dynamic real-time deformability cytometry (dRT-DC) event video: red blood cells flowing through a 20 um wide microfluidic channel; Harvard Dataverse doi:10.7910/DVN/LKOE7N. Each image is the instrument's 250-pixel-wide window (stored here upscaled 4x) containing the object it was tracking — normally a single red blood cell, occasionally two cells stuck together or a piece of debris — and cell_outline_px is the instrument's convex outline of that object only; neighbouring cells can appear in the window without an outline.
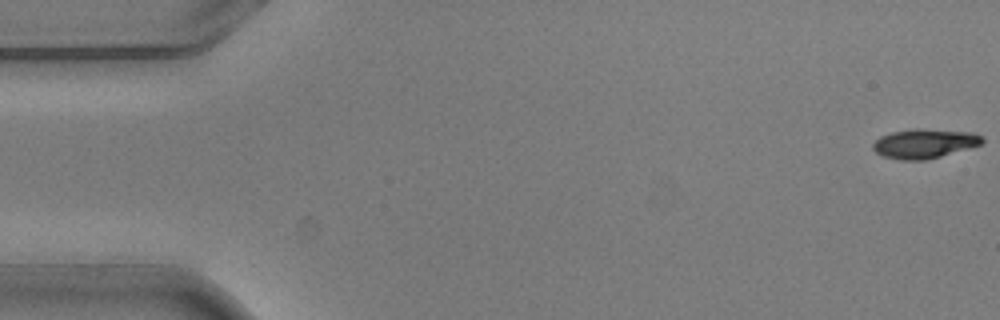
{"species": "common noctule bat (a hibernating species)", "species_latin": "Nyctalus noctula", "temperature_condition": "warm", "stored_images_in_passage": 5, "camera_frame_rate_fps": 3000, "um_per_image_px": 0.085, "animal": {"sex": "male", "body_mass_g": 20.5, "forearm_length_mm": 52.5}, "frame": {"image": 1, "passage_image": 1, "time_ms": 0.0, "image_size_px": [1000, 320], "cell_outline_px": [[984, 144], [940, 156], [924, 160], [900, 160], [884, 156], [876, 152], [872, 148], [872, 144], [880, 136], [892, 132], [912, 128], [920, 128], [972, 132], [984, 136]], "centroid_in_image_um": [78.6, 12.19], "position_along_channel_um": 6.4, "area_um2": 18.84}}